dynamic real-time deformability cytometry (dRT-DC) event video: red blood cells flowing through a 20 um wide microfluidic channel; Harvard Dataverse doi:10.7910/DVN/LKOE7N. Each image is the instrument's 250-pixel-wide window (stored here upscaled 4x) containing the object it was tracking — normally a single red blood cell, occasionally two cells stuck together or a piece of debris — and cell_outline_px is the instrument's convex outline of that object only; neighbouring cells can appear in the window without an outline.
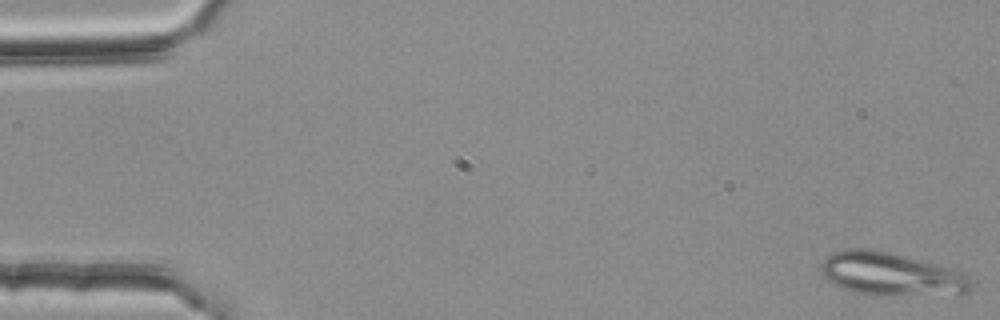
{"species": "common noctule bat (a hibernating species)", "species_latin": "Nyctalus noctula", "temperature_condition": "room temperature", "stored_images_in_passage": 52, "camera_frame_rate_fps": 3000, "um_per_image_px": 0.085, "animal": {"sex": "female", "body_mass_g": 25.1}, "frame": {"image": 1, "passage_image": 1, "time_ms": 0.0, "image_size_px": [1000, 320], "cell_outline_px": [[972, 284], [968, 292], [872, 296], [856, 292], [844, 288], [828, 280], [820, 272], [820, 264], [832, 252], [848, 248], [872, 248], [908, 256], [952, 268], [964, 276]], "centroid_in_image_um": [75.65, 23.27], "position_along_channel_um": 9.4, "area_um2": 37.28}}
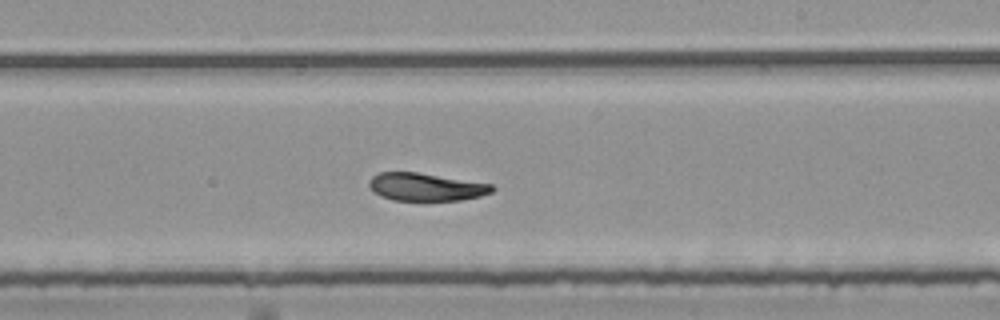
{"frame": {"image": 2, "passage_image": 32, "time_ms": 10.333, "image_size_px": [1000, 320], "cell_outline_px": [[496, 188], [492, 192], [480, 196], [460, 200], [392, 200], [380, 196], [368, 184], [368, 180], [372, 176], [380, 172], [416, 172], [492, 184]], "centroid_in_image_um": [36.2, 15.89], "position_along_channel_um": 252.8, "area_um2": 19.77}}
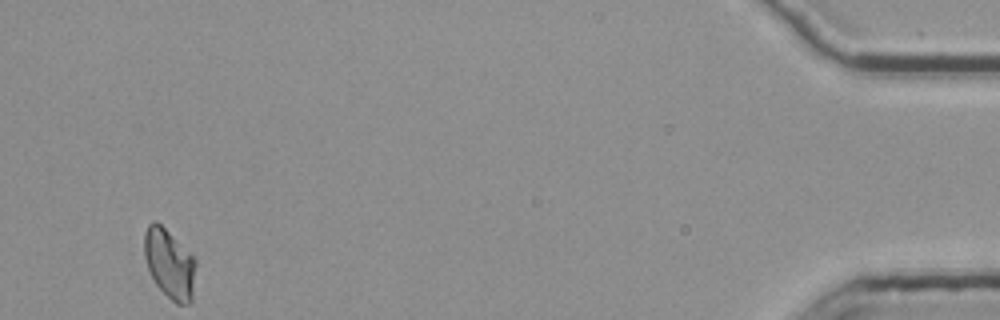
{"frame": {"image": 3, "passage_image": 52, "time_ms": 17.0, "image_size_px": [1000, 320], "cell_outline_px": [[196, 264], [192, 304], [176, 304], [156, 284], [148, 268], [144, 256], [144, 236], [148, 224], [152, 220], [156, 220], [196, 260]], "centroid_in_image_um": [14.41, 22.44], "position_along_channel_um": 420.8, "area_um2": 20.58}, "authors_computed_cell_mechanics": {"area_um2": 21.7328, "velocity_mm_per_s": 3.7482, "shape_relaxation_time_tau1_ms": 8.0808, "shape_relaxation_time_tau2_ms": 3.5003, "deformation_change_tau1": 0.2, "deformation_change_tau2": 0.0667}}